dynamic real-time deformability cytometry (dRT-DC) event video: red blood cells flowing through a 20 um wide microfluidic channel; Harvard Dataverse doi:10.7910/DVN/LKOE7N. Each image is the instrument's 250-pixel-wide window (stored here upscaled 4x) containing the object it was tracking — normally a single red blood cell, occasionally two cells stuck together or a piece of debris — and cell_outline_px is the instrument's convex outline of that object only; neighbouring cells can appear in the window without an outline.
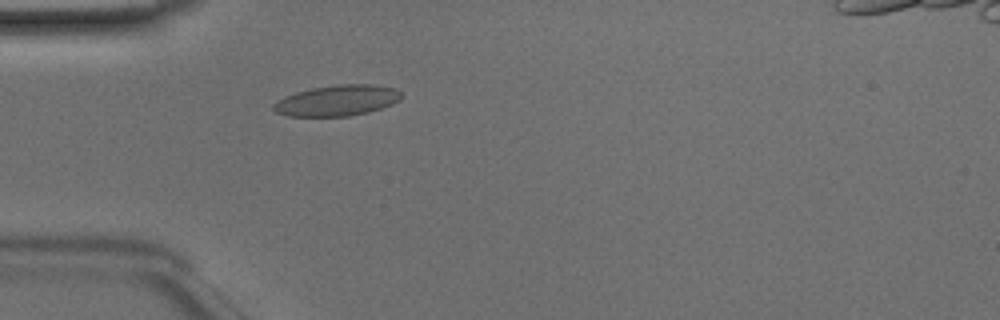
{"species": "Egyptian fruit bat (a non-hibernating species)", "species_latin": "Rousettus aegyptiacus", "temperature_condition": "room temperature", "stored_images_in_passage": 40, "camera_frame_rate_fps": 3000, "um_per_image_px": 0.085, "animal": {"sex": "male"}, "frame": {"image": 1, "passage_image": 6, "time_ms": 1.667, "image_size_px": [1000, 320], "cell_outline_px": [[404, 96], [400, 100], [392, 104], [368, 112], [348, 116], [288, 116], [276, 112], [272, 108], [272, 104], [276, 100], [284, 96], [296, 92], [312, 88], [340, 84], [372, 84], [396, 88]], "centroid_in_image_um": [28.66, 8.54], "position_along_channel_um": 56.3, "area_um2": 23.06}}
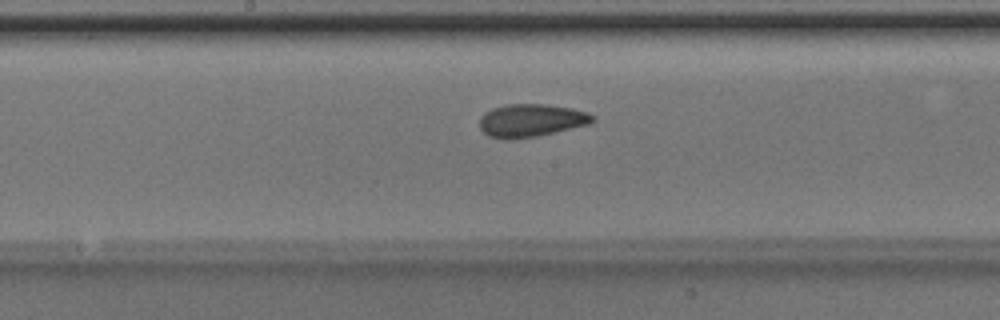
{"frame": {"image": 2, "passage_image": 17, "time_ms": 5.333, "image_size_px": [1000, 320], "cell_outline_px": [[596, 120], [588, 124], [536, 136], [508, 140], [504, 140], [488, 136], [480, 128], [480, 116], [484, 112], [492, 108], [508, 104], [548, 104], [572, 108], [588, 112], [596, 116]], "centroid_in_image_um": [45.13, 10.23], "position_along_channel_um": 203.1, "area_um2": 21.79}}
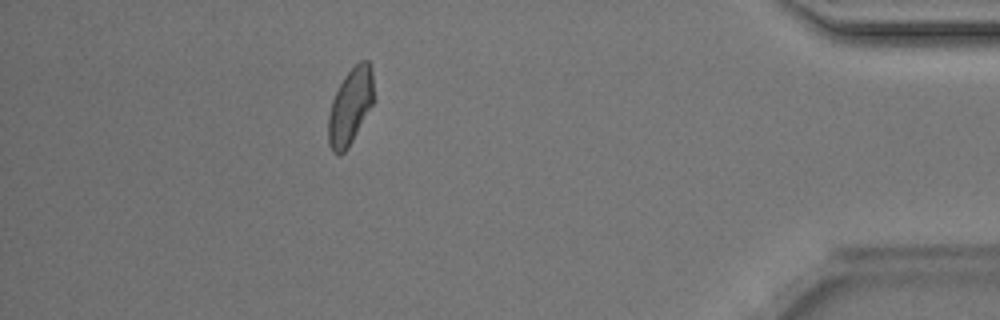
{"frame": {"image": 3, "passage_image": 35, "time_ms": 11.333, "image_size_px": [1000, 320], "cell_outline_px": [[372, 104], [348, 148], [340, 156], [336, 156], [332, 152], [328, 144], [328, 116], [332, 100], [344, 76], [360, 60], [368, 60], [372, 72]], "centroid_in_image_um": [29.73, 9.09], "position_along_channel_um": 405.5, "area_um2": 19.88}, "authors_computed_cell_mechanics": {"area_um2": 20.6924, "velocity_mm_per_s": 4.1407, "shape_relaxation_time_tau1_ms": 3.298, "shape_relaxation_time_tau2_ms": 1.9684, "deformation_change_tau1": 0.1077, "deformation_change_tau2": 0.0679}}